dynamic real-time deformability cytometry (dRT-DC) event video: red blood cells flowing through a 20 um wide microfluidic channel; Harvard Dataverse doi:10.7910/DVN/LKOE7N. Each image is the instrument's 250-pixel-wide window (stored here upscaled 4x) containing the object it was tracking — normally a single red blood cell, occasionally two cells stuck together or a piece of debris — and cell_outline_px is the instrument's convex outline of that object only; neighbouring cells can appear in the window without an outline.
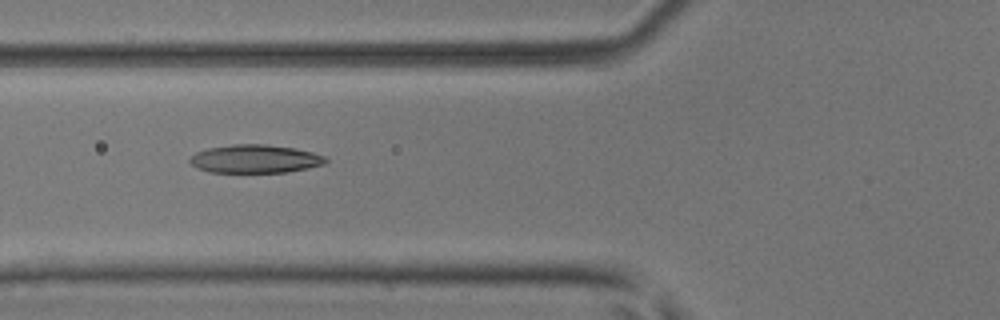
{"species": "common noctule bat (a hibernating species)", "species_latin": "Nyctalus noctula", "temperature_condition": "room temperature", "stored_images_in_passage": 5, "camera_frame_rate_fps": 3000, "um_per_image_px": 0.085, "animal": {"sex": "male", "body_mass_g": 17.9, "forearm_length_mm": 54.2}, "frame": {"image": 1, "passage_image": 5, "time_ms": 1.333, "image_size_px": [1000, 320], "cell_outline_px": [[328, 160], [324, 164], [308, 168], [288, 172], [208, 172], [196, 168], [188, 160], [196, 152], [208, 148], [232, 144], [264, 144], [296, 148], [312, 152], [324, 156]], "centroid_in_image_um": [21.68, 13.5], "position_along_channel_um": 104.1, "area_um2": 22.43}}